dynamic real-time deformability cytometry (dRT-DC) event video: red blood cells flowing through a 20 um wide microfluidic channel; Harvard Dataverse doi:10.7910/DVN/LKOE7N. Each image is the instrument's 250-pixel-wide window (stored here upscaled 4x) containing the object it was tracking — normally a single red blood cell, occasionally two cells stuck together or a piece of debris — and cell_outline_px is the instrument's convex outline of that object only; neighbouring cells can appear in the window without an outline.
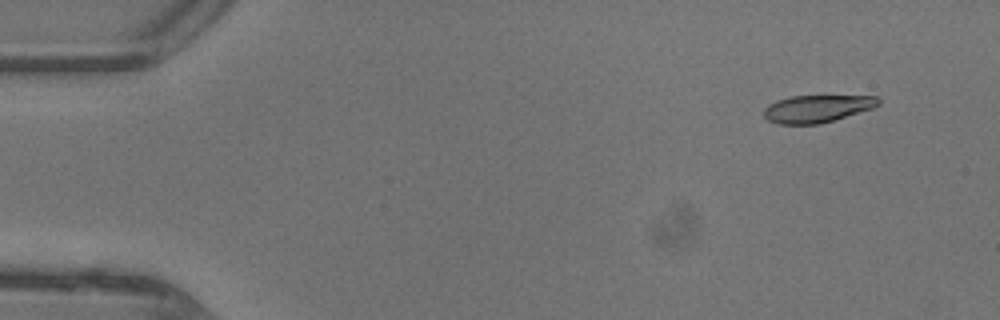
{"species": "common noctule bat (a hibernating species)", "species_latin": "Nyctalus noctula", "temperature_condition": "warm", "stored_images_in_passage": 14, "camera_frame_rate_fps": 3000, "um_per_image_px": 0.085, "animal": {"sex": "female"}, "frame": {"image": 1, "passage_image": 4, "time_ms": 1.0, "image_size_px": [1000, 320], "cell_outline_px": [[880, 104], [872, 108], [820, 124], [776, 124], [768, 120], [764, 116], [764, 108], [768, 104], [776, 100], [792, 96], [876, 96], [880, 100]], "centroid_in_image_um": [69.41, 9.24], "position_along_channel_um": 15.6, "area_um2": 18.21}}